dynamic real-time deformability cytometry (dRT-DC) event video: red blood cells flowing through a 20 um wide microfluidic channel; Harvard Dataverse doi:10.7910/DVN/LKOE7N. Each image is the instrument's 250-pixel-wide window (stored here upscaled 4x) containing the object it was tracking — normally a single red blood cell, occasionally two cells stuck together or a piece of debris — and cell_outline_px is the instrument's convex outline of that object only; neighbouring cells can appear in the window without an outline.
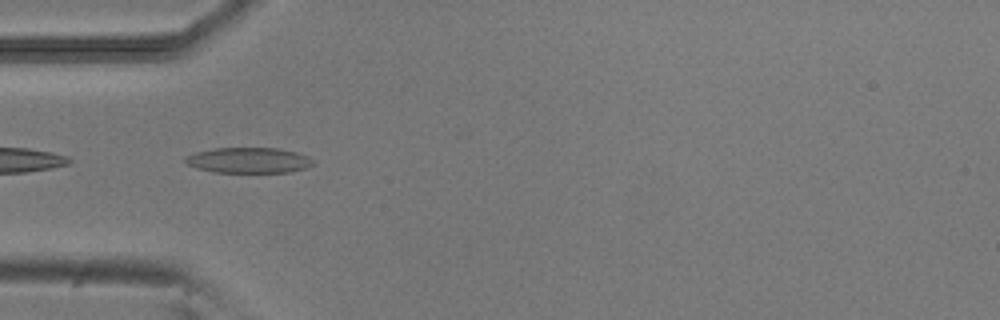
{"species": "common noctule bat (a hibernating species)", "species_latin": "Nyctalus noctula", "temperature_condition": "room temperature", "stored_images_in_passage": 42, "camera_frame_rate_fps": 3000, "um_per_image_px": 0.085, "animal": {"sex": "male", "body_mass_g": 20.5, "forearm_length_mm": 52.5}, "frame": {"image": 1, "passage_image": 13, "time_ms": 4.0, "image_size_px": [1000, 320], "cell_outline_px": [[312, 164], [308, 168], [292, 172], [212, 172], [196, 168], [188, 164], [184, 160], [184, 156], [196, 152], [212, 148], [280, 148], [296, 152], [308, 156], [312, 160]], "centroid_in_image_um": [21.12, 13.62], "position_along_channel_um": 63.9, "area_um2": 19.13}}
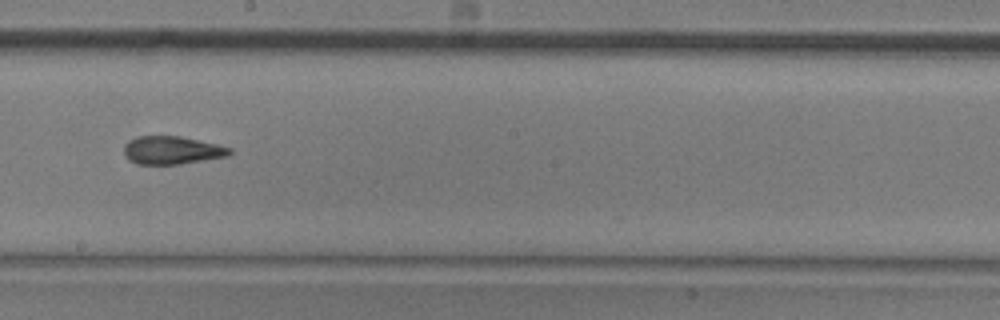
{"frame": {"image": 2, "passage_image": 26, "time_ms": 8.333, "image_size_px": [1000, 320], "cell_outline_px": [[232, 152], [228, 156], [180, 164], [136, 164], [128, 160], [124, 156], [124, 144], [128, 140], [136, 136], [180, 136], [216, 144], [232, 148]], "centroid_in_image_um": [14.57, 12.77], "position_along_channel_um": 233.6, "area_um2": 17.4}}
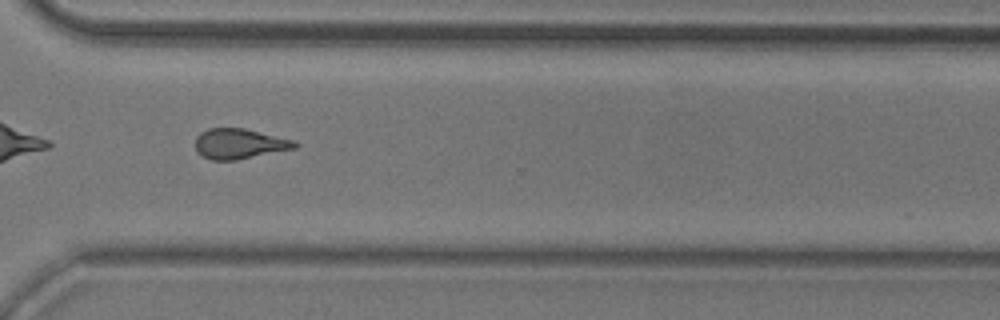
{"frame": {"image": 3, "passage_image": 35, "time_ms": 11.333, "image_size_px": [1000, 320], "cell_outline_px": [[300, 144], [296, 148], [236, 160], [212, 160], [200, 156], [196, 152], [196, 136], [200, 132], [208, 128], [244, 128], [292, 140]], "centroid_in_image_um": [20.3, 12.22], "position_along_channel_um": 350.3, "area_um2": 17.51}, "authors_computed_cell_mechanics": {"area_um2": 17.918, "velocity_mm_per_s": 3.9141, "shape_relaxation_time_tau1_ms": null, "shape_relaxation_time_tau2_ms": 2.4868, "deformation_change_tau1": null, "deformation_change_tau2": 0.1208}}